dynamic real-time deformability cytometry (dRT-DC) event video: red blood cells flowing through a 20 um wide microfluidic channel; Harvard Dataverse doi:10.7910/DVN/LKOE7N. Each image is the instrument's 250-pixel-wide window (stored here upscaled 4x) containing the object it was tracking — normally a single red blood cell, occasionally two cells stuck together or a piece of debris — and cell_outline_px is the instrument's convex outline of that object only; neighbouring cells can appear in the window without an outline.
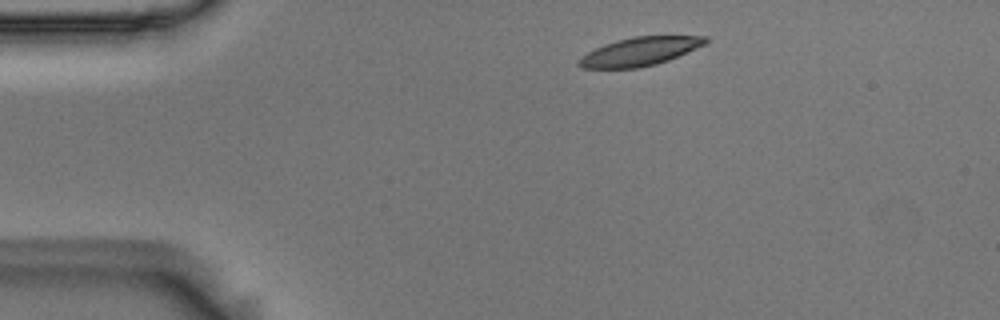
{"species": "Egyptian fruit bat (a non-hibernating species)", "species_latin": "Rousettus aegyptiacus", "temperature_condition": "room temperature", "stored_images_in_passage": 4, "camera_frame_rate_fps": 3000, "um_per_image_px": 0.085, "animal": {"sex": "male"}, "frame": {"image": 1, "passage_image": 1, "time_ms": 0.0, "image_size_px": [1000, 320], "cell_outline_px": [[708, 40], [704, 44], [668, 60], [656, 64], [636, 68], [580, 68], [576, 64], [576, 60], [588, 52], [604, 44], [616, 40], [632, 36], [708, 36]], "centroid_in_image_um": [54.32, 4.38], "position_along_channel_um": 30.7, "area_um2": 20.87}}
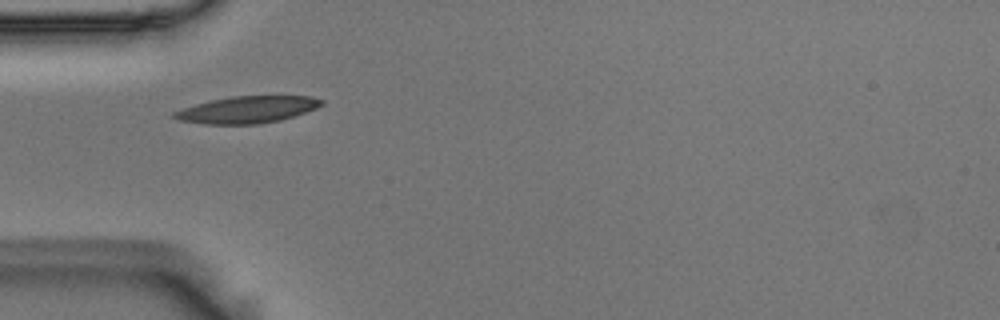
{"frame": {"image": 2, "passage_image": 3, "time_ms": 0.667, "image_size_px": [1000, 320], "cell_outline_px": [[324, 104], [316, 108], [280, 120], [260, 124], [204, 124], [180, 120], [172, 116], [172, 112], [196, 104], [212, 100], [232, 96], [312, 96], [324, 100]], "centroid_in_image_um": [21.03, 9.32], "position_along_channel_um": 64.0, "area_um2": 22.89}}
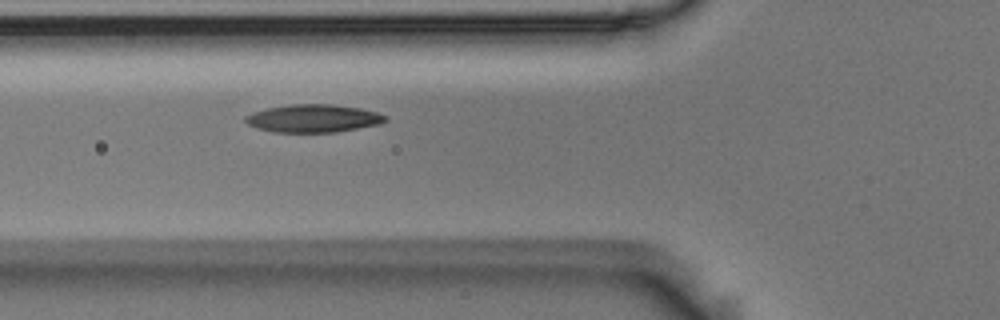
{"frame": {"image": 3, "passage_image": 4, "time_ms": 1.0, "image_size_px": [1000, 320], "cell_outline_px": [[388, 120], [380, 124], [336, 132], [272, 132], [256, 128], [248, 124], [244, 120], [244, 116], [252, 112], [268, 108], [292, 104], [332, 104], [360, 108], [376, 112], [388, 116]], "centroid_in_image_um": [26.63, 10.06], "position_along_channel_um": 99.2, "area_um2": 22.83}}